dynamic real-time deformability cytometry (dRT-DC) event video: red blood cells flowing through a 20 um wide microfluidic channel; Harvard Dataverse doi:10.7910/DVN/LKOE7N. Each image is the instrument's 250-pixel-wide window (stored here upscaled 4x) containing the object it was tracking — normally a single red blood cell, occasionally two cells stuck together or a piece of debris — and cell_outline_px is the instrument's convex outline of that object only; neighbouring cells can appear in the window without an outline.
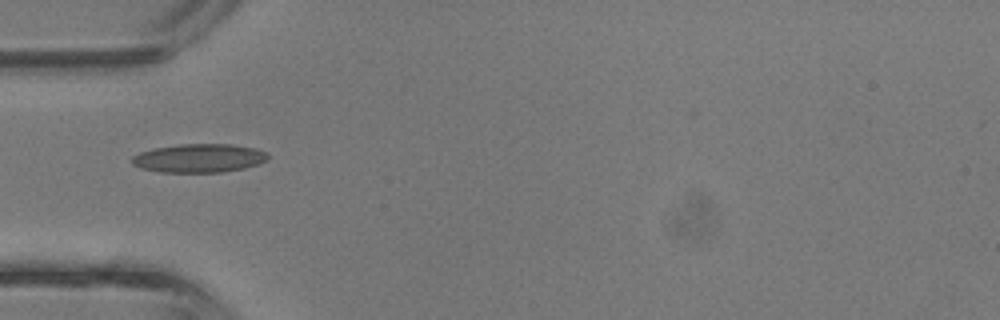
{"species": "common noctule bat (a hibernating species)", "species_latin": "Nyctalus noctula", "temperature_condition": "room temperature", "stored_images_in_passage": 2, "camera_frame_rate_fps": 3000, "um_per_image_px": 0.085, "animal": {"sex": "male", "body_mass_g": 13.3}, "frame": {"image": 1, "passage_image": 1, "time_ms": 0.0, "image_size_px": [1000, 320], "cell_outline_px": [[268, 160], [260, 164], [244, 168], [220, 172], [160, 172], [140, 168], [132, 164], [132, 156], [140, 152], [156, 148], [180, 144], [232, 144], [256, 148], [268, 152]], "centroid_in_image_um": [16.96, 13.44], "position_along_channel_um": 68.0, "area_um2": 22.77}}
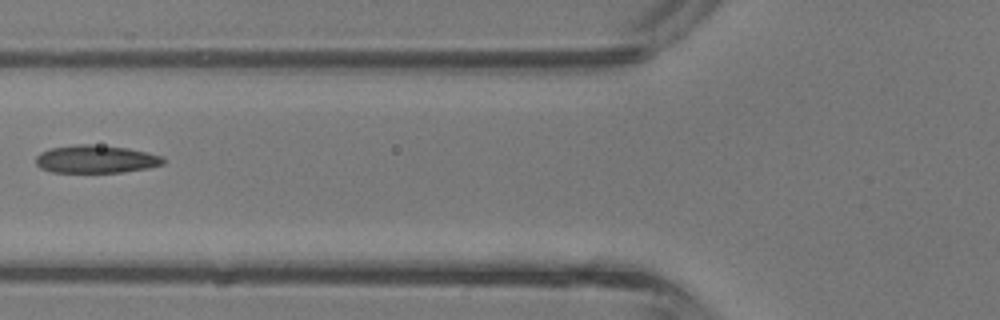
{"frame": {"image": 2, "passage_image": 2, "time_ms": 0.333, "image_size_px": [1000, 320], "cell_outline_px": [[164, 164], [148, 168], [124, 172], [52, 172], [40, 168], [36, 164], [36, 156], [40, 152], [52, 148], [76, 144], [92, 144], [128, 148], [164, 156]], "centroid_in_image_um": [8.16, 13.53], "position_along_channel_um": 117.6, "area_um2": 20.75}}